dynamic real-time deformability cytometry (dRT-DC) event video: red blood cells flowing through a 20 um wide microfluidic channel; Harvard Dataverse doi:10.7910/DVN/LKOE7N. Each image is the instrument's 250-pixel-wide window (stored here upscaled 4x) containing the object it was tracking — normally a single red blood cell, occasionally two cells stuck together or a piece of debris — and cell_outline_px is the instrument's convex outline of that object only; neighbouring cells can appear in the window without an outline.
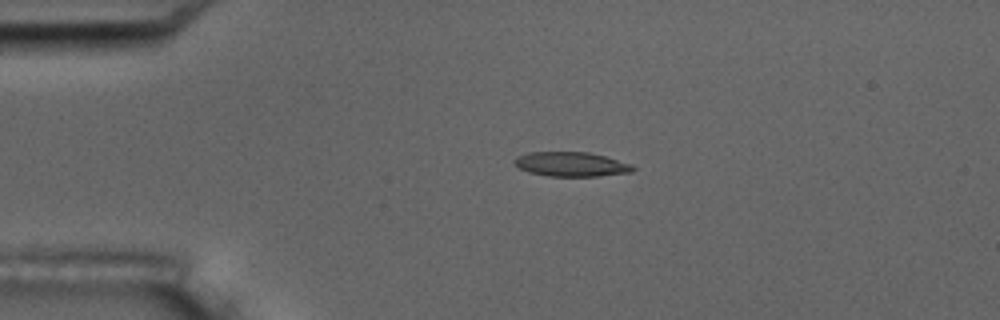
{"species": "common noctule bat (a hibernating species)", "species_latin": "Nyctalus noctula", "temperature_condition": "room temperature", "stored_images_in_passage": 4, "camera_frame_rate_fps": 3000, "um_per_image_px": 0.085, "animal": {"sex": "male", "body_mass_g": 17.5, "forearm_length_mm": 52.3}, "frame": {"image": 1, "passage_image": 3, "time_ms": 2.333, "image_size_px": [1000, 320], "cell_outline_px": [[636, 168], [632, 172], [596, 176], [548, 176], [528, 172], [520, 168], [512, 160], [516, 156], [528, 152], [588, 152], [604, 156], [632, 164]], "centroid_in_image_um": [48.54, 13.96], "position_along_channel_um": 36.5, "area_um2": 16.88}}
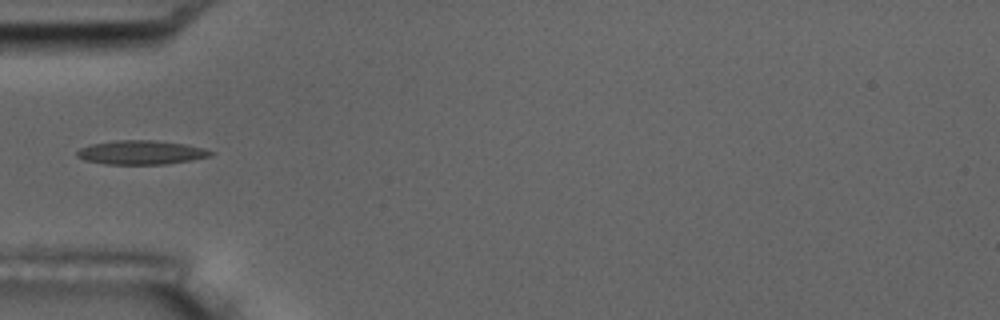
{"frame": {"image": 2, "passage_image": 4, "time_ms": 4.333, "image_size_px": [1000, 320], "cell_outline_px": [[216, 152], [212, 156], [192, 160], [164, 164], [108, 164], [84, 160], [76, 156], [76, 152], [80, 148], [88, 144], [116, 140], [152, 140], [184, 144], [204, 148]], "centroid_in_image_um": [11.99, 12.95], "position_along_channel_um": 73.0, "area_um2": 18.79}}